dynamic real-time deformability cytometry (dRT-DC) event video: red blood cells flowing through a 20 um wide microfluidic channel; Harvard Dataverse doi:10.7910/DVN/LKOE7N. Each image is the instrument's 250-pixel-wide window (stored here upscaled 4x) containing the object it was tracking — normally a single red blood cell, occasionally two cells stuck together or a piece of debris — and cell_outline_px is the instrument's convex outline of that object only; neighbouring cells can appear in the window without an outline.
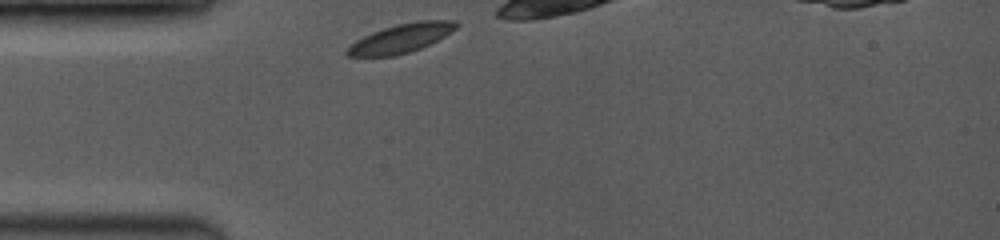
{"species": "common noctule bat (a hibernating species)", "species_latin": "Nyctalus noctula", "temperature_condition": "room temperature", "stored_images_in_passage": 20, "camera_frame_rate_fps": 3500, "um_per_image_px": 0.085, "animal": {"sex": "female", "body_mass_g": 19.0, "forearm_length_mm": 53.3}, "frame": {"image": 1, "passage_image": 1, "time_ms": 0.0, "image_size_px": [1000, 240], "cell_outline_px": [[460, 24], [452, 32], [420, 48], [408, 52], [392, 56], [348, 56], [344, 52], [356, 40], [372, 32], [396, 24], [420, 20], [456, 20]], "centroid_in_image_um": [34.11, 3.24], "position_along_channel_um": 50.9, "area_um2": 18.15}}
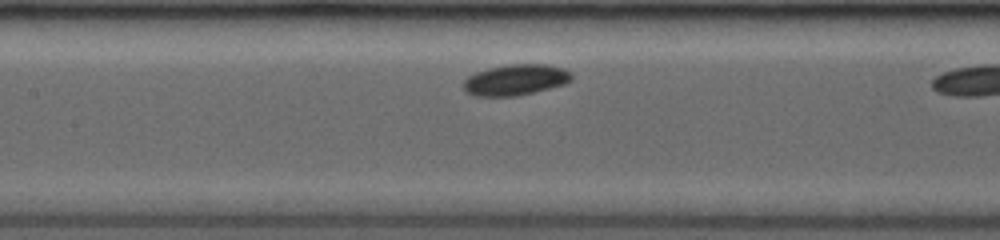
{"frame": {"image": 2, "passage_image": 12, "time_ms": 3.143, "image_size_px": [1000, 240], "cell_outline_px": [[572, 80], [564, 84], [516, 96], [476, 96], [464, 92], [460, 84], [468, 76], [476, 72], [488, 68], [508, 64], [548, 64], [564, 68], [572, 72]], "centroid_in_image_um": [43.78, 6.78], "position_along_channel_um": 163.6, "area_um2": 19.71}}
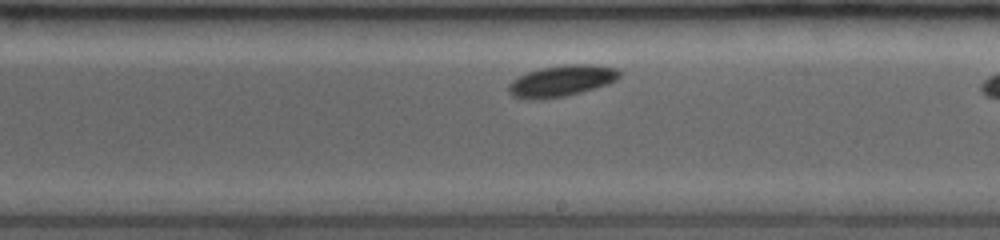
{"frame": {"image": 3, "passage_image": 19, "time_ms": 5.143, "image_size_px": [1000, 240], "cell_outline_px": [[620, 76], [616, 80], [608, 84], [580, 92], [564, 96], [540, 100], [528, 100], [512, 96], [508, 92], [508, 84], [512, 80], [528, 72], [540, 68], [564, 64], [596, 64], [620, 68]], "centroid_in_image_um": [47.74, 6.87], "position_along_channel_um": 241.3, "area_um2": 20.46}}